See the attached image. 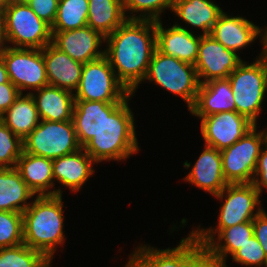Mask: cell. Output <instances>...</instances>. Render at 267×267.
Here are the masks:
<instances>
[{
	"instance_id": "40",
	"label": "cell",
	"mask_w": 267,
	"mask_h": 267,
	"mask_svg": "<svg viewBox=\"0 0 267 267\" xmlns=\"http://www.w3.org/2000/svg\"><path fill=\"white\" fill-rule=\"evenodd\" d=\"M258 36H261V45L263 47L262 52H260V55L257 59L263 61L264 63H267V27H265L264 30L261 27L258 28Z\"/></svg>"
},
{
	"instance_id": "21",
	"label": "cell",
	"mask_w": 267,
	"mask_h": 267,
	"mask_svg": "<svg viewBox=\"0 0 267 267\" xmlns=\"http://www.w3.org/2000/svg\"><path fill=\"white\" fill-rule=\"evenodd\" d=\"M15 168L19 171L21 178L25 181L28 188L36 196L62 195L61 188L50 189L55 185L52 172L53 162L51 159L23 151L17 160Z\"/></svg>"
},
{
	"instance_id": "5",
	"label": "cell",
	"mask_w": 267,
	"mask_h": 267,
	"mask_svg": "<svg viewBox=\"0 0 267 267\" xmlns=\"http://www.w3.org/2000/svg\"><path fill=\"white\" fill-rule=\"evenodd\" d=\"M0 12L7 44L15 48L43 49L52 43L51 26L39 18L25 0H15Z\"/></svg>"
},
{
	"instance_id": "4",
	"label": "cell",
	"mask_w": 267,
	"mask_h": 267,
	"mask_svg": "<svg viewBox=\"0 0 267 267\" xmlns=\"http://www.w3.org/2000/svg\"><path fill=\"white\" fill-rule=\"evenodd\" d=\"M144 80L182 98L188 104V110L195 104L200 82L193 64L164 55L156 49Z\"/></svg>"
},
{
	"instance_id": "11",
	"label": "cell",
	"mask_w": 267,
	"mask_h": 267,
	"mask_svg": "<svg viewBox=\"0 0 267 267\" xmlns=\"http://www.w3.org/2000/svg\"><path fill=\"white\" fill-rule=\"evenodd\" d=\"M2 58L10 81L20 93L25 89L36 91L49 85L43 49L15 48L7 45L2 51Z\"/></svg>"
},
{
	"instance_id": "43",
	"label": "cell",
	"mask_w": 267,
	"mask_h": 267,
	"mask_svg": "<svg viewBox=\"0 0 267 267\" xmlns=\"http://www.w3.org/2000/svg\"><path fill=\"white\" fill-rule=\"evenodd\" d=\"M193 267H213V264L204 255Z\"/></svg>"
},
{
	"instance_id": "10",
	"label": "cell",
	"mask_w": 267,
	"mask_h": 267,
	"mask_svg": "<svg viewBox=\"0 0 267 267\" xmlns=\"http://www.w3.org/2000/svg\"><path fill=\"white\" fill-rule=\"evenodd\" d=\"M137 247L124 267H193L204 256V247L192 232L174 248Z\"/></svg>"
},
{
	"instance_id": "42",
	"label": "cell",
	"mask_w": 267,
	"mask_h": 267,
	"mask_svg": "<svg viewBox=\"0 0 267 267\" xmlns=\"http://www.w3.org/2000/svg\"><path fill=\"white\" fill-rule=\"evenodd\" d=\"M6 43L7 42L5 38L3 16L0 12V52H2L5 49V47L7 46Z\"/></svg>"
},
{
	"instance_id": "45",
	"label": "cell",
	"mask_w": 267,
	"mask_h": 267,
	"mask_svg": "<svg viewBox=\"0 0 267 267\" xmlns=\"http://www.w3.org/2000/svg\"><path fill=\"white\" fill-rule=\"evenodd\" d=\"M265 138V145L267 146V128L262 130Z\"/></svg>"
},
{
	"instance_id": "1",
	"label": "cell",
	"mask_w": 267,
	"mask_h": 267,
	"mask_svg": "<svg viewBox=\"0 0 267 267\" xmlns=\"http://www.w3.org/2000/svg\"><path fill=\"white\" fill-rule=\"evenodd\" d=\"M104 42V55L117 79L134 94L157 49L156 21L127 19Z\"/></svg>"
},
{
	"instance_id": "24",
	"label": "cell",
	"mask_w": 267,
	"mask_h": 267,
	"mask_svg": "<svg viewBox=\"0 0 267 267\" xmlns=\"http://www.w3.org/2000/svg\"><path fill=\"white\" fill-rule=\"evenodd\" d=\"M27 93H31L35 100L40 120L55 122L72 120L75 104L73 92L47 85Z\"/></svg>"
},
{
	"instance_id": "30",
	"label": "cell",
	"mask_w": 267,
	"mask_h": 267,
	"mask_svg": "<svg viewBox=\"0 0 267 267\" xmlns=\"http://www.w3.org/2000/svg\"><path fill=\"white\" fill-rule=\"evenodd\" d=\"M89 0H59L51 32L75 30L87 26Z\"/></svg>"
},
{
	"instance_id": "2",
	"label": "cell",
	"mask_w": 267,
	"mask_h": 267,
	"mask_svg": "<svg viewBox=\"0 0 267 267\" xmlns=\"http://www.w3.org/2000/svg\"><path fill=\"white\" fill-rule=\"evenodd\" d=\"M131 93L111 113H105L100 130L82 147L97 163L123 161L138 153L134 114L129 108Z\"/></svg>"
},
{
	"instance_id": "14",
	"label": "cell",
	"mask_w": 267,
	"mask_h": 267,
	"mask_svg": "<svg viewBox=\"0 0 267 267\" xmlns=\"http://www.w3.org/2000/svg\"><path fill=\"white\" fill-rule=\"evenodd\" d=\"M242 61L238 54L226 49L210 35H202L194 66L200 84H204L214 79L228 78Z\"/></svg>"
},
{
	"instance_id": "12",
	"label": "cell",
	"mask_w": 267,
	"mask_h": 267,
	"mask_svg": "<svg viewBox=\"0 0 267 267\" xmlns=\"http://www.w3.org/2000/svg\"><path fill=\"white\" fill-rule=\"evenodd\" d=\"M214 197L224 201L220 206L216 228L209 227L208 229H224L253 221L263 210L261 200H259V191L252 183L228 184Z\"/></svg>"
},
{
	"instance_id": "41",
	"label": "cell",
	"mask_w": 267,
	"mask_h": 267,
	"mask_svg": "<svg viewBox=\"0 0 267 267\" xmlns=\"http://www.w3.org/2000/svg\"><path fill=\"white\" fill-rule=\"evenodd\" d=\"M7 82H10V79L6 69V65L2 58V52H0V84Z\"/></svg>"
},
{
	"instance_id": "44",
	"label": "cell",
	"mask_w": 267,
	"mask_h": 267,
	"mask_svg": "<svg viewBox=\"0 0 267 267\" xmlns=\"http://www.w3.org/2000/svg\"><path fill=\"white\" fill-rule=\"evenodd\" d=\"M15 0H0V11Z\"/></svg>"
},
{
	"instance_id": "19",
	"label": "cell",
	"mask_w": 267,
	"mask_h": 267,
	"mask_svg": "<svg viewBox=\"0 0 267 267\" xmlns=\"http://www.w3.org/2000/svg\"><path fill=\"white\" fill-rule=\"evenodd\" d=\"M48 83L74 92L80 82L83 63L73 60L52 43L43 48Z\"/></svg>"
},
{
	"instance_id": "7",
	"label": "cell",
	"mask_w": 267,
	"mask_h": 267,
	"mask_svg": "<svg viewBox=\"0 0 267 267\" xmlns=\"http://www.w3.org/2000/svg\"><path fill=\"white\" fill-rule=\"evenodd\" d=\"M79 144L73 121H46L40 123L23 140V151L54 160L77 152Z\"/></svg>"
},
{
	"instance_id": "35",
	"label": "cell",
	"mask_w": 267,
	"mask_h": 267,
	"mask_svg": "<svg viewBox=\"0 0 267 267\" xmlns=\"http://www.w3.org/2000/svg\"><path fill=\"white\" fill-rule=\"evenodd\" d=\"M231 256L233 262L242 266L267 267V255L255 236L251 237Z\"/></svg>"
},
{
	"instance_id": "31",
	"label": "cell",
	"mask_w": 267,
	"mask_h": 267,
	"mask_svg": "<svg viewBox=\"0 0 267 267\" xmlns=\"http://www.w3.org/2000/svg\"><path fill=\"white\" fill-rule=\"evenodd\" d=\"M51 263L43 253L24 243L0 248V267H51Z\"/></svg>"
},
{
	"instance_id": "36",
	"label": "cell",
	"mask_w": 267,
	"mask_h": 267,
	"mask_svg": "<svg viewBox=\"0 0 267 267\" xmlns=\"http://www.w3.org/2000/svg\"><path fill=\"white\" fill-rule=\"evenodd\" d=\"M36 15L48 23L53 25L56 15L59 0H25Z\"/></svg>"
},
{
	"instance_id": "6",
	"label": "cell",
	"mask_w": 267,
	"mask_h": 267,
	"mask_svg": "<svg viewBox=\"0 0 267 267\" xmlns=\"http://www.w3.org/2000/svg\"><path fill=\"white\" fill-rule=\"evenodd\" d=\"M236 106V112L254 125L262 110L267 92L265 63L256 59L252 64L242 61L228 77Z\"/></svg>"
},
{
	"instance_id": "22",
	"label": "cell",
	"mask_w": 267,
	"mask_h": 267,
	"mask_svg": "<svg viewBox=\"0 0 267 267\" xmlns=\"http://www.w3.org/2000/svg\"><path fill=\"white\" fill-rule=\"evenodd\" d=\"M52 162L54 181L73 192H78L95 172L93 165L96 162L83 148L72 154L58 157Z\"/></svg>"
},
{
	"instance_id": "37",
	"label": "cell",
	"mask_w": 267,
	"mask_h": 267,
	"mask_svg": "<svg viewBox=\"0 0 267 267\" xmlns=\"http://www.w3.org/2000/svg\"><path fill=\"white\" fill-rule=\"evenodd\" d=\"M252 184L259 191L260 196L263 192L262 188L267 189V146L266 145L262 147L260 155L258 157Z\"/></svg>"
},
{
	"instance_id": "32",
	"label": "cell",
	"mask_w": 267,
	"mask_h": 267,
	"mask_svg": "<svg viewBox=\"0 0 267 267\" xmlns=\"http://www.w3.org/2000/svg\"><path fill=\"white\" fill-rule=\"evenodd\" d=\"M175 0H123L124 11L131 14L127 19L161 20L160 15L165 9L172 10ZM140 15L136 16V13ZM143 12V13H142Z\"/></svg>"
},
{
	"instance_id": "23",
	"label": "cell",
	"mask_w": 267,
	"mask_h": 267,
	"mask_svg": "<svg viewBox=\"0 0 267 267\" xmlns=\"http://www.w3.org/2000/svg\"><path fill=\"white\" fill-rule=\"evenodd\" d=\"M189 111L197 117L236 111L229 79H214L200 84L195 104Z\"/></svg>"
},
{
	"instance_id": "3",
	"label": "cell",
	"mask_w": 267,
	"mask_h": 267,
	"mask_svg": "<svg viewBox=\"0 0 267 267\" xmlns=\"http://www.w3.org/2000/svg\"><path fill=\"white\" fill-rule=\"evenodd\" d=\"M62 195L36 196L22 213L23 239L28 247L43 253L51 262L58 245H63Z\"/></svg>"
},
{
	"instance_id": "39",
	"label": "cell",
	"mask_w": 267,
	"mask_h": 267,
	"mask_svg": "<svg viewBox=\"0 0 267 267\" xmlns=\"http://www.w3.org/2000/svg\"><path fill=\"white\" fill-rule=\"evenodd\" d=\"M253 234L267 255V213L264 209L253 220Z\"/></svg>"
},
{
	"instance_id": "34",
	"label": "cell",
	"mask_w": 267,
	"mask_h": 267,
	"mask_svg": "<svg viewBox=\"0 0 267 267\" xmlns=\"http://www.w3.org/2000/svg\"><path fill=\"white\" fill-rule=\"evenodd\" d=\"M23 141L0 120V168H15Z\"/></svg>"
},
{
	"instance_id": "26",
	"label": "cell",
	"mask_w": 267,
	"mask_h": 267,
	"mask_svg": "<svg viewBox=\"0 0 267 267\" xmlns=\"http://www.w3.org/2000/svg\"><path fill=\"white\" fill-rule=\"evenodd\" d=\"M180 20L210 35L223 10L211 0H175L172 10Z\"/></svg>"
},
{
	"instance_id": "28",
	"label": "cell",
	"mask_w": 267,
	"mask_h": 267,
	"mask_svg": "<svg viewBox=\"0 0 267 267\" xmlns=\"http://www.w3.org/2000/svg\"><path fill=\"white\" fill-rule=\"evenodd\" d=\"M0 120L23 141L40 123L38 110L31 93H21L0 116Z\"/></svg>"
},
{
	"instance_id": "8",
	"label": "cell",
	"mask_w": 267,
	"mask_h": 267,
	"mask_svg": "<svg viewBox=\"0 0 267 267\" xmlns=\"http://www.w3.org/2000/svg\"><path fill=\"white\" fill-rule=\"evenodd\" d=\"M73 94L75 100L123 102L131 93L117 79L103 55L83 65L79 85Z\"/></svg>"
},
{
	"instance_id": "27",
	"label": "cell",
	"mask_w": 267,
	"mask_h": 267,
	"mask_svg": "<svg viewBox=\"0 0 267 267\" xmlns=\"http://www.w3.org/2000/svg\"><path fill=\"white\" fill-rule=\"evenodd\" d=\"M34 196L16 168H0V211L23 213Z\"/></svg>"
},
{
	"instance_id": "15",
	"label": "cell",
	"mask_w": 267,
	"mask_h": 267,
	"mask_svg": "<svg viewBox=\"0 0 267 267\" xmlns=\"http://www.w3.org/2000/svg\"><path fill=\"white\" fill-rule=\"evenodd\" d=\"M205 145L223 150L238 141L254 124L236 111L199 117Z\"/></svg>"
},
{
	"instance_id": "29",
	"label": "cell",
	"mask_w": 267,
	"mask_h": 267,
	"mask_svg": "<svg viewBox=\"0 0 267 267\" xmlns=\"http://www.w3.org/2000/svg\"><path fill=\"white\" fill-rule=\"evenodd\" d=\"M123 0H89L87 25L104 38L127 20Z\"/></svg>"
},
{
	"instance_id": "13",
	"label": "cell",
	"mask_w": 267,
	"mask_h": 267,
	"mask_svg": "<svg viewBox=\"0 0 267 267\" xmlns=\"http://www.w3.org/2000/svg\"><path fill=\"white\" fill-rule=\"evenodd\" d=\"M191 232L204 247V255L213 264V267H227L228 255H232L254 236L253 221L243 222L224 229H200L199 225L197 230ZM216 233H218L217 236Z\"/></svg>"
},
{
	"instance_id": "18",
	"label": "cell",
	"mask_w": 267,
	"mask_h": 267,
	"mask_svg": "<svg viewBox=\"0 0 267 267\" xmlns=\"http://www.w3.org/2000/svg\"><path fill=\"white\" fill-rule=\"evenodd\" d=\"M204 147L183 180L215 196L228 185L223 175L221 151L208 145Z\"/></svg>"
},
{
	"instance_id": "9",
	"label": "cell",
	"mask_w": 267,
	"mask_h": 267,
	"mask_svg": "<svg viewBox=\"0 0 267 267\" xmlns=\"http://www.w3.org/2000/svg\"><path fill=\"white\" fill-rule=\"evenodd\" d=\"M265 145L263 131L257 125L230 147L221 150L222 170L228 184L252 183L257 160Z\"/></svg>"
},
{
	"instance_id": "16",
	"label": "cell",
	"mask_w": 267,
	"mask_h": 267,
	"mask_svg": "<svg viewBox=\"0 0 267 267\" xmlns=\"http://www.w3.org/2000/svg\"><path fill=\"white\" fill-rule=\"evenodd\" d=\"M102 41L105 38L88 25L75 30L52 32V44L83 64L104 55V50L99 48Z\"/></svg>"
},
{
	"instance_id": "33",
	"label": "cell",
	"mask_w": 267,
	"mask_h": 267,
	"mask_svg": "<svg viewBox=\"0 0 267 267\" xmlns=\"http://www.w3.org/2000/svg\"><path fill=\"white\" fill-rule=\"evenodd\" d=\"M24 243L22 213L0 211V248Z\"/></svg>"
},
{
	"instance_id": "38",
	"label": "cell",
	"mask_w": 267,
	"mask_h": 267,
	"mask_svg": "<svg viewBox=\"0 0 267 267\" xmlns=\"http://www.w3.org/2000/svg\"><path fill=\"white\" fill-rule=\"evenodd\" d=\"M20 94L18 88L11 81L0 84V116L15 102Z\"/></svg>"
},
{
	"instance_id": "17",
	"label": "cell",
	"mask_w": 267,
	"mask_h": 267,
	"mask_svg": "<svg viewBox=\"0 0 267 267\" xmlns=\"http://www.w3.org/2000/svg\"><path fill=\"white\" fill-rule=\"evenodd\" d=\"M177 23L166 29L161 20L156 21L157 50L164 55L195 65L202 35L195 36Z\"/></svg>"
},
{
	"instance_id": "25",
	"label": "cell",
	"mask_w": 267,
	"mask_h": 267,
	"mask_svg": "<svg viewBox=\"0 0 267 267\" xmlns=\"http://www.w3.org/2000/svg\"><path fill=\"white\" fill-rule=\"evenodd\" d=\"M120 103L75 100L72 121L82 147L100 130L105 113H111Z\"/></svg>"
},
{
	"instance_id": "20",
	"label": "cell",
	"mask_w": 267,
	"mask_h": 267,
	"mask_svg": "<svg viewBox=\"0 0 267 267\" xmlns=\"http://www.w3.org/2000/svg\"><path fill=\"white\" fill-rule=\"evenodd\" d=\"M258 28L259 26L242 16L232 17L222 12L210 36L237 54V51L251 45L258 38Z\"/></svg>"
}]
</instances>
